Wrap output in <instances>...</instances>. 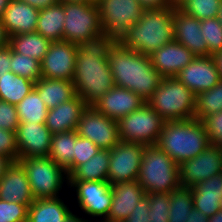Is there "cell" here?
<instances>
[{
  "mask_svg": "<svg viewBox=\"0 0 222 222\" xmlns=\"http://www.w3.org/2000/svg\"><path fill=\"white\" fill-rule=\"evenodd\" d=\"M108 61L115 86L131 90L145 101L152 96L163 78L153 67L150 56L121 44H116L110 51Z\"/></svg>",
  "mask_w": 222,
  "mask_h": 222,
  "instance_id": "1",
  "label": "cell"
},
{
  "mask_svg": "<svg viewBox=\"0 0 222 222\" xmlns=\"http://www.w3.org/2000/svg\"><path fill=\"white\" fill-rule=\"evenodd\" d=\"M175 7L145 9L138 21L131 26L122 46L150 56L165 44L174 40L173 14Z\"/></svg>",
  "mask_w": 222,
  "mask_h": 222,
  "instance_id": "2",
  "label": "cell"
},
{
  "mask_svg": "<svg viewBox=\"0 0 222 222\" xmlns=\"http://www.w3.org/2000/svg\"><path fill=\"white\" fill-rule=\"evenodd\" d=\"M178 165L198 156L209 144L199 119L165 121L156 144Z\"/></svg>",
  "mask_w": 222,
  "mask_h": 222,
  "instance_id": "3",
  "label": "cell"
},
{
  "mask_svg": "<svg viewBox=\"0 0 222 222\" xmlns=\"http://www.w3.org/2000/svg\"><path fill=\"white\" fill-rule=\"evenodd\" d=\"M72 82L77 95L88 106H93L106 92L115 87L108 59H99L92 54H76Z\"/></svg>",
  "mask_w": 222,
  "mask_h": 222,
  "instance_id": "4",
  "label": "cell"
},
{
  "mask_svg": "<svg viewBox=\"0 0 222 222\" xmlns=\"http://www.w3.org/2000/svg\"><path fill=\"white\" fill-rule=\"evenodd\" d=\"M136 181L146 193H171L180 186L178 164L156 145L145 146Z\"/></svg>",
  "mask_w": 222,
  "mask_h": 222,
  "instance_id": "5",
  "label": "cell"
},
{
  "mask_svg": "<svg viewBox=\"0 0 222 222\" xmlns=\"http://www.w3.org/2000/svg\"><path fill=\"white\" fill-rule=\"evenodd\" d=\"M146 102L165 121L194 119L195 94L176 77H163Z\"/></svg>",
  "mask_w": 222,
  "mask_h": 222,
  "instance_id": "6",
  "label": "cell"
},
{
  "mask_svg": "<svg viewBox=\"0 0 222 222\" xmlns=\"http://www.w3.org/2000/svg\"><path fill=\"white\" fill-rule=\"evenodd\" d=\"M25 168L35 199L58 198L69 189L67 171L48 157H28L18 160ZM66 185V186H65Z\"/></svg>",
  "mask_w": 222,
  "mask_h": 222,
  "instance_id": "7",
  "label": "cell"
},
{
  "mask_svg": "<svg viewBox=\"0 0 222 222\" xmlns=\"http://www.w3.org/2000/svg\"><path fill=\"white\" fill-rule=\"evenodd\" d=\"M97 5L101 29L116 44L127 38L131 26L145 11L138 0H100Z\"/></svg>",
  "mask_w": 222,
  "mask_h": 222,
  "instance_id": "8",
  "label": "cell"
},
{
  "mask_svg": "<svg viewBox=\"0 0 222 222\" xmlns=\"http://www.w3.org/2000/svg\"><path fill=\"white\" fill-rule=\"evenodd\" d=\"M119 139L124 143L155 145L165 120L145 102L118 121Z\"/></svg>",
  "mask_w": 222,
  "mask_h": 222,
  "instance_id": "9",
  "label": "cell"
},
{
  "mask_svg": "<svg viewBox=\"0 0 222 222\" xmlns=\"http://www.w3.org/2000/svg\"><path fill=\"white\" fill-rule=\"evenodd\" d=\"M70 191L76 195V207L83 212V216L87 215L89 221L107 219L112 203V189L108 181L69 180Z\"/></svg>",
  "mask_w": 222,
  "mask_h": 222,
  "instance_id": "10",
  "label": "cell"
},
{
  "mask_svg": "<svg viewBox=\"0 0 222 222\" xmlns=\"http://www.w3.org/2000/svg\"><path fill=\"white\" fill-rule=\"evenodd\" d=\"M63 41L73 44L102 32L96 3H64Z\"/></svg>",
  "mask_w": 222,
  "mask_h": 222,
  "instance_id": "11",
  "label": "cell"
},
{
  "mask_svg": "<svg viewBox=\"0 0 222 222\" xmlns=\"http://www.w3.org/2000/svg\"><path fill=\"white\" fill-rule=\"evenodd\" d=\"M78 136L88 138L98 148L111 150L119 142L118 122L107 118L94 106H87L76 129Z\"/></svg>",
  "mask_w": 222,
  "mask_h": 222,
  "instance_id": "12",
  "label": "cell"
},
{
  "mask_svg": "<svg viewBox=\"0 0 222 222\" xmlns=\"http://www.w3.org/2000/svg\"><path fill=\"white\" fill-rule=\"evenodd\" d=\"M145 145L119 142L111 150L108 179L110 184L136 181Z\"/></svg>",
  "mask_w": 222,
  "mask_h": 222,
  "instance_id": "13",
  "label": "cell"
},
{
  "mask_svg": "<svg viewBox=\"0 0 222 222\" xmlns=\"http://www.w3.org/2000/svg\"><path fill=\"white\" fill-rule=\"evenodd\" d=\"M178 167L180 186L193 187L222 173V151L210 144L198 156L183 161Z\"/></svg>",
  "mask_w": 222,
  "mask_h": 222,
  "instance_id": "14",
  "label": "cell"
},
{
  "mask_svg": "<svg viewBox=\"0 0 222 222\" xmlns=\"http://www.w3.org/2000/svg\"><path fill=\"white\" fill-rule=\"evenodd\" d=\"M76 54V44L63 40L51 42L40 64L41 76L72 81L75 74Z\"/></svg>",
  "mask_w": 222,
  "mask_h": 222,
  "instance_id": "15",
  "label": "cell"
},
{
  "mask_svg": "<svg viewBox=\"0 0 222 222\" xmlns=\"http://www.w3.org/2000/svg\"><path fill=\"white\" fill-rule=\"evenodd\" d=\"M176 78L195 95L212 89L221 81L214 56H196Z\"/></svg>",
  "mask_w": 222,
  "mask_h": 222,
  "instance_id": "16",
  "label": "cell"
},
{
  "mask_svg": "<svg viewBox=\"0 0 222 222\" xmlns=\"http://www.w3.org/2000/svg\"><path fill=\"white\" fill-rule=\"evenodd\" d=\"M52 136L45 123L20 122L16 130L19 160L28 157H48Z\"/></svg>",
  "mask_w": 222,
  "mask_h": 222,
  "instance_id": "17",
  "label": "cell"
},
{
  "mask_svg": "<svg viewBox=\"0 0 222 222\" xmlns=\"http://www.w3.org/2000/svg\"><path fill=\"white\" fill-rule=\"evenodd\" d=\"M0 199L29 206L35 200L26 170L19 161H12L0 178Z\"/></svg>",
  "mask_w": 222,
  "mask_h": 222,
  "instance_id": "18",
  "label": "cell"
},
{
  "mask_svg": "<svg viewBox=\"0 0 222 222\" xmlns=\"http://www.w3.org/2000/svg\"><path fill=\"white\" fill-rule=\"evenodd\" d=\"M146 101L133 91L115 86L93 106L107 118L118 121L140 108Z\"/></svg>",
  "mask_w": 222,
  "mask_h": 222,
  "instance_id": "19",
  "label": "cell"
},
{
  "mask_svg": "<svg viewBox=\"0 0 222 222\" xmlns=\"http://www.w3.org/2000/svg\"><path fill=\"white\" fill-rule=\"evenodd\" d=\"M195 57L193 52L174 40L150 55L153 67L162 77H176Z\"/></svg>",
  "mask_w": 222,
  "mask_h": 222,
  "instance_id": "20",
  "label": "cell"
},
{
  "mask_svg": "<svg viewBox=\"0 0 222 222\" xmlns=\"http://www.w3.org/2000/svg\"><path fill=\"white\" fill-rule=\"evenodd\" d=\"M112 203L106 221L125 222L134 207L147 195L137 181L111 184Z\"/></svg>",
  "mask_w": 222,
  "mask_h": 222,
  "instance_id": "21",
  "label": "cell"
},
{
  "mask_svg": "<svg viewBox=\"0 0 222 222\" xmlns=\"http://www.w3.org/2000/svg\"><path fill=\"white\" fill-rule=\"evenodd\" d=\"M173 19L174 41L184 45L196 56H209L205 38L200 33L201 21L195 17L186 15L176 7Z\"/></svg>",
  "mask_w": 222,
  "mask_h": 222,
  "instance_id": "22",
  "label": "cell"
},
{
  "mask_svg": "<svg viewBox=\"0 0 222 222\" xmlns=\"http://www.w3.org/2000/svg\"><path fill=\"white\" fill-rule=\"evenodd\" d=\"M87 106L84 100L76 95L69 101L48 109L45 126L52 134L74 131Z\"/></svg>",
  "mask_w": 222,
  "mask_h": 222,
  "instance_id": "23",
  "label": "cell"
},
{
  "mask_svg": "<svg viewBox=\"0 0 222 222\" xmlns=\"http://www.w3.org/2000/svg\"><path fill=\"white\" fill-rule=\"evenodd\" d=\"M39 11V9L27 3L10 0L1 18L7 35L13 36L34 32L36 30Z\"/></svg>",
  "mask_w": 222,
  "mask_h": 222,
  "instance_id": "24",
  "label": "cell"
},
{
  "mask_svg": "<svg viewBox=\"0 0 222 222\" xmlns=\"http://www.w3.org/2000/svg\"><path fill=\"white\" fill-rule=\"evenodd\" d=\"M69 204L58 198L35 199L28 207L27 222H64L73 212Z\"/></svg>",
  "mask_w": 222,
  "mask_h": 222,
  "instance_id": "25",
  "label": "cell"
},
{
  "mask_svg": "<svg viewBox=\"0 0 222 222\" xmlns=\"http://www.w3.org/2000/svg\"><path fill=\"white\" fill-rule=\"evenodd\" d=\"M48 109L74 98L77 93L72 81L41 77L34 85Z\"/></svg>",
  "mask_w": 222,
  "mask_h": 222,
  "instance_id": "26",
  "label": "cell"
},
{
  "mask_svg": "<svg viewBox=\"0 0 222 222\" xmlns=\"http://www.w3.org/2000/svg\"><path fill=\"white\" fill-rule=\"evenodd\" d=\"M77 132L67 131L53 134L48 158L67 171L68 176L74 171V145Z\"/></svg>",
  "mask_w": 222,
  "mask_h": 222,
  "instance_id": "27",
  "label": "cell"
},
{
  "mask_svg": "<svg viewBox=\"0 0 222 222\" xmlns=\"http://www.w3.org/2000/svg\"><path fill=\"white\" fill-rule=\"evenodd\" d=\"M64 5L57 3L39 11L36 32L51 42L63 40Z\"/></svg>",
  "mask_w": 222,
  "mask_h": 222,
  "instance_id": "28",
  "label": "cell"
},
{
  "mask_svg": "<svg viewBox=\"0 0 222 222\" xmlns=\"http://www.w3.org/2000/svg\"><path fill=\"white\" fill-rule=\"evenodd\" d=\"M51 41L40 33H31L9 36L8 45L12 51L42 61L48 51Z\"/></svg>",
  "mask_w": 222,
  "mask_h": 222,
  "instance_id": "29",
  "label": "cell"
},
{
  "mask_svg": "<svg viewBox=\"0 0 222 222\" xmlns=\"http://www.w3.org/2000/svg\"><path fill=\"white\" fill-rule=\"evenodd\" d=\"M109 164V150L99 149L96 155L79 165L69 175V180L107 181Z\"/></svg>",
  "mask_w": 222,
  "mask_h": 222,
  "instance_id": "30",
  "label": "cell"
},
{
  "mask_svg": "<svg viewBox=\"0 0 222 222\" xmlns=\"http://www.w3.org/2000/svg\"><path fill=\"white\" fill-rule=\"evenodd\" d=\"M35 82L7 72L0 75V100L16 105L34 89Z\"/></svg>",
  "mask_w": 222,
  "mask_h": 222,
  "instance_id": "31",
  "label": "cell"
},
{
  "mask_svg": "<svg viewBox=\"0 0 222 222\" xmlns=\"http://www.w3.org/2000/svg\"><path fill=\"white\" fill-rule=\"evenodd\" d=\"M16 109L20 122L45 123L46 121L48 108L35 88L16 104Z\"/></svg>",
  "mask_w": 222,
  "mask_h": 222,
  "instance_id": "32",
  "label": "cell"
},
{
  "mask_svg": "<svg viewBox=\"0 0 222 222\" xmlns=\"http://www.w3.org/2000/svg\"><path fill=\"white\" fill-rule=\"evenodd\" d=\"M193 208L192 187L175 188L170 193L169 222H186Z\"/></svg>",
  "mask_w": 222,
  "mask_h": 222,
  "instance_id": "33",
  "label": "cell"
},
{
  "mask_svg": "<svg viewBox=\"0 0 222 222\" xmlns=\"http://www.w3.org/2000/svg\"><path fill=\"white\" fill-rule=\"evenodd\" d=\"M222 111V80L212 89L195 95L194 119L200 121L211 114Z\"/></svg>",
  "mask_w": 222,
  "mask_h": 222,
  "instance_id": "34",
  "label": "cell"
},
{
  "mask_svg": "<svg viewBox=\"0 0 222 222\" xmlns=\"http://www.w3.org/2000/svg\"><path fill=\"white\" fill-rule=\"evenodd\" d=\"M116 43L104 32L88 37L77 44V53L92 54L99 59H108Z\"/></svg>",
  "mask_w": 222,
  "mask_h": 222,
  "instance_id": "35",
  "label": "cell"
},
{
  "mask_svg": "<svg viewBox=\"0 0 222 222\" xmlns=\"http://www.w3.org/2000/svg\"><path fill=\"white\" fill-rule=\"evenodd\" d=\"M221 0H185L177 8L188 16L205 20L216 18Z\"/></svg>",
  "mask_w": 222,
  "mask_h": 222,
  "instance_id": "36",
  "label": "cell"
},
{
  "mask_svg": "<svg viewBox=\"0 0 222 222\" xmlns=\"http://www.w3.org/2000/svg\"><path fill=\"white\" fill-rule=\"evenodd\" d=\"M40 64L41 62L34 58L12 51L10 70L16 75L36 83L42 77Z\"/></svg>",
  "mask_w": 222,
  "mask_h": 222,
  "instance_id": "37",
  "label": "cell"
},
{
  "mask_svg": "<svg viewBox=\"0 0 222 222\" xmlns=\"http://www.w3.org/2000/svg\"><path fill=\"white\" fill-rule=\"evenodd\" d=\"M201 34L209 50V56L222 51V25L218 18L201 20Z\"/></svg>",
  "mask_w": 222,
  "mask_h": 222,
  "instance_id": "38",
  "label": "cell"
},
{
  "mask_svg": "<svg viewBox=\"0 0 222 222\" xmlns=\"http://www.w3.org/2000/svg\"><path fill=\"white\" fill-rule=\"evenodd\" d=\"M151 222H169L170 193H147Z\"/></svg>",
  "mask_w": 222,
  "mask_h": 222,
  "instance_id": "39",
  "label": "cell"
},
{
  "mask_svg": "<svg viewBox=\"0 0 222 222\" xmlns=\"http://www.w3.org/2000/svg\"><path fill=\"white\" fill-rule=\"evenodd\" d=\"M28 207L29 205L0 199V222H27Z\"/></svg>",
  "mask_w": 222,
  "mask_h": 222,
  "instance_id": "40",
  "label": "cell"
},
{
  "mask_svg": "<svg viewBox=\"0 0 222 222\" xmlns=\"http://www.w3.org/2000/svg\"><path fill=\"white\" fill-rule=\"evenodd\" d=\"M201 123L207 133L209 144L222 149V111L204 117Z\"/></svg>",
  "mask_w": 222,
  "mask_h": 222,
  "instance_id": "41",
  "label": "cell"
},
{
  "mask_svg": "<svg viewBox=\"0 0 222 222\" xmlns=\"http://www.w3.org/2000/svg\"><path fill=\"white\" fill-rule=\"evenodd\" d=\"M193 190L203 198H222V173L210 177L196 185Z\"/></svg>",
  "mask_w": 222,
  "mask_h": 222,
  "instance_id": "42",
  "label": "cell"
},
{
  "mask_svg": "<svg viewBox=\"0 0 222 222\" xmlns=\"http://www.w3.org/2000/svg\"><path fill=\"white\" fill-rule=\"evenodd\" d=\"M98 148L91 140L77 135L74 145V170L97 154Z\"/></svg>",
  "mask_w": 222,
  "mask_h": 222,
  "instance_id": "43",
  "label": "cell"
},
{
  "mask_svg": "<svg viewBox=\"0 0 222 222\" xmlns=\"http://www.w3.org/2000/svg\"><path fill=\"white\" fill-rule=\"evenodd\" d=\"M19 123L16 105L0 100V129L16 132Z\"/></svg>",
  "mask_w": 222,
  "mask_h": 222,
  "instance_id": "44",
  "label": "cell"
},
{
  "mask_svg": "<svg viewBox=\"0 0 222 222\" xmlns=\"http://www.w3.org/2000/svg\"><path fill=\"white\" fill-rule=\"evenodd\" d=\"M0 154L10 158L12 161L19 160L16 132L0 129Z\"/></svg>",
  "mask_w": 222,
  "mask_h": 222,
  "instance_id": "45",
  "label": "cell"
},
{
  "mask_svg": "<svg viewBox=\"0 0 222 222\" xmlns=\"http://www.w3.org/2000/svg\"><path fill=\"white\" fill-rule=\"evenodd\" d=\"M193 206L206 216L211 217L222 208L221 199L203 198L192 188Z\"/></svg>",
  "mask_w": 222,
  "mask_h": 222,
  "instance_id": "46",
  "label": "cell"
},
{
  "mask_svg": "<svg viewBox=\"0 0 222 222\" xmlns=\"http://www.w3.org/2000/svg\"><path fill=\"white\" fill-rule=\"evenodd\" d=\"M134 208L125 222H151L148 214L149 198L147 195Z\"/></svg>",
  "mask_w": 222,
  "mask_h": 222,
  "instance_id": "47",
  "label": "cell"
},
{
  "mask_svg": "<svg viewBox=\"0 0 222 222\" xmlns=\"http://www.w3.org/2000/svg\"><path fill=\"white\" fill-rule=\"evenodd\" d=\"M11 55L12 49L8 44L0 48V75L11 71Z\"/></svg>",
  "mask_w": 222,
  "mask_h": 222,
  "instance_id": "48",
  "label": "cell"
},
{
  "mask_svg": "<svg viewBox=\"0 0 222 222\" xmlns=\"http://www.w3.org/2000/svg\"><path fill=\"white\" fill-rule=\"evenodd\" d=\"M145 9H161L170 6L169 0H138Z\"/></svg>",
  "mask_w": 222,
  "mask_h": 222,
  "instance_id": "49",
  "label": "cell"
},
{
  "mask_svg": "<svg viewBox=\"0 0 222 222\" xmlns=\"http://www.w3.org/2000/svg\"><path fill=\"white\" fill-rule=\"evenodd\" d=\"M18 1L27 3L39 10L48 8L49 6L58 3V0H18Z\"/></svg>",
  "mask_w": 222,
  "mask_h": 222,
  "instance_id": "50",
  "label": "cell"
},
{
  "mask_svg": "<svg viewBox=\"0 0 222 222\" xmlns=\"http://www.w3.org/2000/svg\"><path fill=\"white\" fill-rule=\"evenodd\" d=\"M209 217L206 216L201 211H198L196 208H193L189 215L186 222H208Z\"/></svg>",
  "mask_w": 222,
  "mask_h": 222,
  "instance_id": "51",
  "label": "cell"
},
{
  "mask_svg": "<svg viewBox=\"0 0 222 222\" xmlns=\"http://www.w3.org/2000/svg\"><path fill=\"white\" fill-rule=\"evenodd\" d=\"M12 163V160L0 154V178L5 173L6 168Z\"/></svg>",
  "mask_w": 222,
  "mask_h": 222,
  "instance_id": "52",
  "label": "cell"
},
{
  "mask_svg": "<svg viewBox=\"0 0 222 222\" xmlns=\"http://www.w3.org/2000/svg\"><path fill=\"white\" fill-rule=\"evenodd\" d=\"M9 36L7 35L5 28L0 19V48L8 44Z\"/></svg>",
  "mask_w": 222,
  "mask_h": 222,
  "instance_id": "53",
  "label": "cell"
},
{
  "mask_svg": "<svg viewBox=\"0 0 222 222\" xmlns=\"http://www.w3.org/2000/svg\"><path fill=\"white\" fill-rule=\"evenodd\" d=\"M76 214L75 212H72L66 219L64 222H92L89 221V219H87L86 217ZM84 217V218H83Z\"/></svg>",
  "mask_w": 222,
  "mask_h": 222,
  "instance_id": "54",
  "label": "cell"
},
{
  "mask_svg": "<svg viewBox=\"0 0 222 222\" xmlns=\"http://www.w3.org/2000/svg\"><path fill=\"white\" fill-rule=\"evenodd\" d=\"M217 71L219 73L220 79L222 80V51L214 55Z\"/></svg>",
  "mask_w": 222,
  "mask_h": 222,
  "instance_id": "55",
  "label": "cell"
},
{
  "mask_svg": "<svg viewBox=\"0 0 222 222\" xmlns=\"http://www.w3.org/2000/svg\"><path fill=\"white\" fill-rule=\"evenodd\" d=\"M208 222H222V208L214 215L209 217Z\"/></svg>",
  "mask_w": 222,
  "mask_h": 222,
  "instance_id": "56",
  "label": "cell"
},
{
  "mask_svg": "<svg viewBox=\"0 0 222 222\" xmlns=\"http://www.w3.org/2000/svg\"><path fill=\"white\" fill-rule=\"evenodd\" d=\"M10 3V0H0V19L3 16V13L5 12L6 7Z\"/></svg>",
  "mask_w": 222,
  "mask_h": 222,
  "instance_id": "57",
  "label": "cell"
},
{
  "mask_svg": "<svg viewBox=\"0 0 222 222\" xmlns=\"http://www.w3.org/2000/svg\"><path fill=\"white\" fill-rule=\"evenodd\" d=\"M59 3H92L90 0H58Z\"/></svg>",
  "mask_w": 222,
  "mask_h": 222,
  "instance_id": "58",
  "label": "cell"
},
{
  "mask_svg": "<svg viewBox=\"0 0 222 222\" xmlns=\"http://www.w3.org/2000/svg\"><path fill=\"white\" fill-rule=\"evenodd\" d=\"M185 0H169L170 6L178 7Z\"/></svg>",
  "mask_w": 222,
  "mask_h": 222,
  "instance_id": "59",
  "label": "cell"
},
{
  "mask_svg": "<svg viewBox=\"0 0 222 222\" xmlns=\"http://www.w3.org/2000/svg\"><path fill=\"white\" fill-rule=\"evenodd\" d=\"M220 24L222 25V0L220 2V6H219V12H218V16H217Z\"/></svg>",
  "mask_w": 222,
  "mask_h": 222,
  "instance_id": "60",
  "label": "cell"
},
{
  "mask_svg": "<svg viewBox=\"0 0 222 222\" xmlns=\"http://www.w3.org/2000/svg\"><path fill=\"white\" fill-rule=\"evenodd\" d=\"M92 3H98L100 0H90Z\"/></svg>",
  "mask_w": 222,
  "mask_h": 222,
  "instance_id": "61",
  "label": "cell"
}]
</instances>
